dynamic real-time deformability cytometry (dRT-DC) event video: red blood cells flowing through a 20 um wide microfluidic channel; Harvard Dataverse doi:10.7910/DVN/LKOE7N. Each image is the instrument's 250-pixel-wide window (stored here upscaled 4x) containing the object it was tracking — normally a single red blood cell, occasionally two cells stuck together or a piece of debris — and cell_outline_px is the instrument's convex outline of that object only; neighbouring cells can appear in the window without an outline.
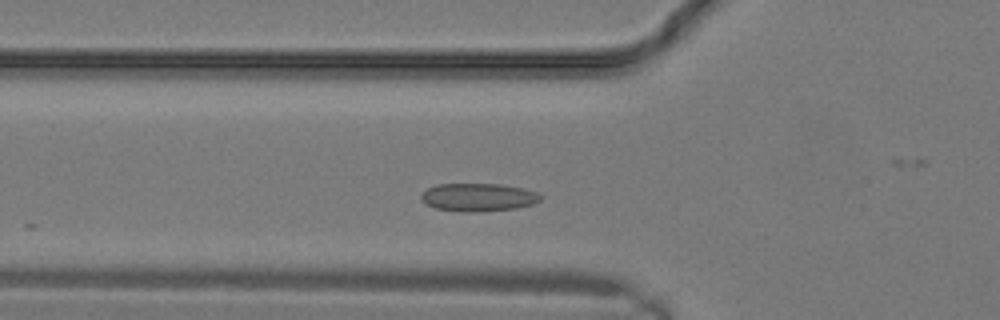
{"species": "common noctule bat (a hibernating species)", "species_latin": "Nyctalus noctula", "temperature_condition": "warm", "stored_images_in_passage": 8, "camera_frame_rate_fps": 3000, "um_per_image_px": 0.085, "animal": {"sex": "male", "body_mass_g": 19.2, "forearm_length_mm": 51.8}, "frame": {"image": 1, "passage_image": 6, "time_ms": 1.667, "image_size_px": [1000, 320], "cell_outline_px": [[540, 200], [532, 204], [516, 208], [480, 212], [464, 212], [436, 208], [420, 200], [420, 196], [428, 188], [436, 184], [500, 184], [524, 188], [536, 192], [540, 196]], "centroid_in_image_um": [40.64, 16.77], "position_along_channel_um": 85.2, "area_um2": 19.42}}
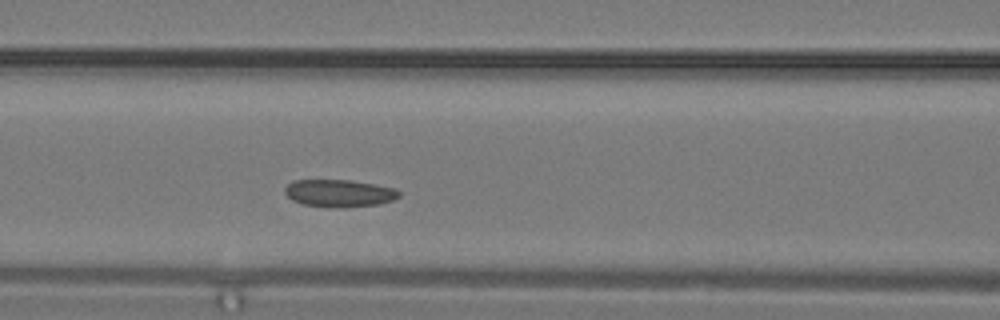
{"frame": {"image": 2, "passage_image": 8, "time_ms": 2.333, "image_size_px": [1000, 320], "cell_outline_px": [[400, 196], [392, 200], [380, 204], [332, 208], [300, 204], [292, 200], [284, 192], [284, 188], [292, 180], [352, 180], [396, 188], [400, 192]], "centroid_in_image_um": [28.82, 16.42], "position_along_channel_um": 137.8, "area_um2": 18.38}}